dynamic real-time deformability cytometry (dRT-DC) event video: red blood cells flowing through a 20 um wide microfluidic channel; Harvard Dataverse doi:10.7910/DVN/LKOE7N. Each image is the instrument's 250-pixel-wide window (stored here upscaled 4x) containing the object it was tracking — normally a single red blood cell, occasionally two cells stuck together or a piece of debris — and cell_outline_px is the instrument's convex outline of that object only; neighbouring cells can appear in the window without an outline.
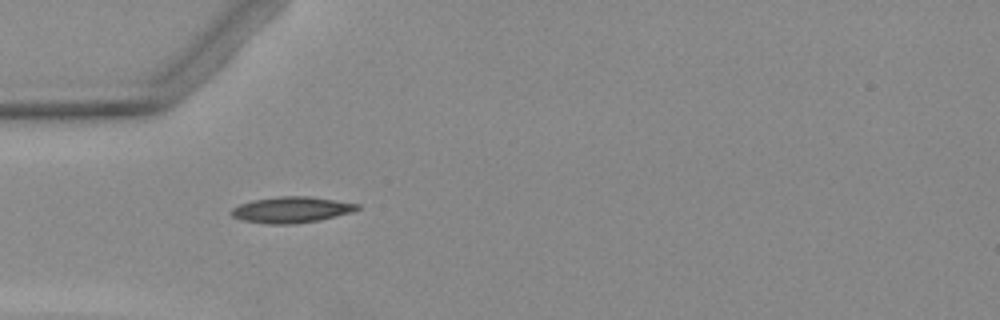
{"species": "Egyptian fruit bat (a non-hibernating species)", "species_latin": "Rousettus aegyptiacus", "temperature_condition": "warm", "stored_images_in_passage": 2, "camera_frame_rate_fps": 3000, "um_per_image_px": 0.085, "animal": {"sex": "female"}, "frame": {"image": 1, "passage_image": 1, "time_ms": 0.0, "image_size_px": [1000, 320], "cell_outline_px": [[360, 208], [352, 212], [320, 220], [296, 224], [268, 224], [240, 220], [232, 216], [228, 212], [232, 208], [240, 204], [252, 200], [280, 196], [312, 196], [360, 204]], "centroid_in_image_um": [24.76, 17.83], "position_along_channel_um": 60.2, "area_um2": 19.36}}
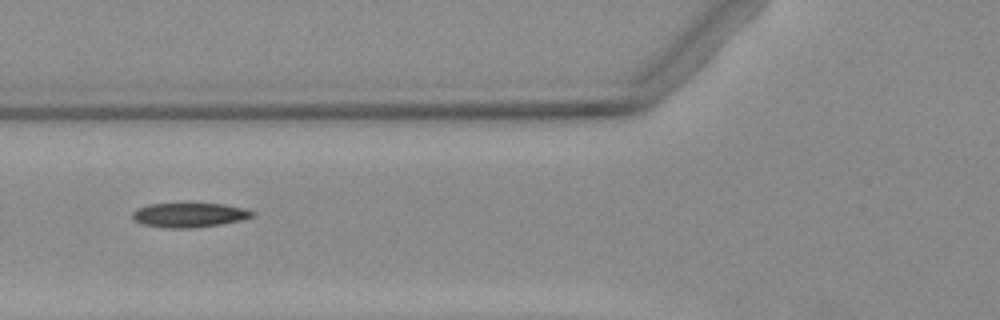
{"frame": {"image": 2, "passage_image": 2, "time_ms": 1.333, "image_size_px": [1000, 320], "cell_outline_px": [[256, 216], [240, 220], [220, 224], [192, 228], [164, 228], [144, 224], [132, 220], [132, 212], [136, 208], [148, 204], [224, 204], [244, 208], [256, 212]], "centroid_in_image_um": [16.08, 18.28], "position_along_channel_um": 109.7, "area_um2": 17.11}}